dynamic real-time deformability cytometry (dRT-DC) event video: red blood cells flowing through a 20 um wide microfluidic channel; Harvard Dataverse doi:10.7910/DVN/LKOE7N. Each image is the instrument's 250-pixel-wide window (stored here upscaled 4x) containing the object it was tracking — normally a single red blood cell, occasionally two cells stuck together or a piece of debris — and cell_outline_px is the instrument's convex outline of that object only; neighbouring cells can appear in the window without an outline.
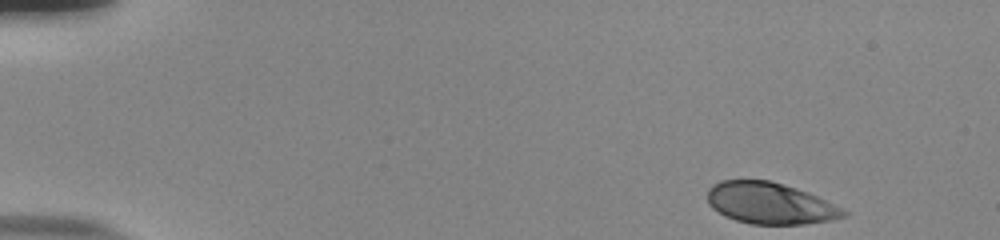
{"species": "human", "species_latin": "Homo sapiens", "temperature_condition": "room temperature", "stored_images_in_passage": 50, "camera_frame_rate_fps": 3000, "um_per_image_px": 0.085, "donor": {"sex": "male"}, "frame": {"image": 1, "passage_image": 1, "time_ms": 0.0, "image_size_px": [1000, 240], "cell_outline_px": [[848, 212], [844, 216], [832, 220], [804, 224], [752, 224], [736, 220], [724, 216], [712, 208], [708, 204], [708, 188], [712, 184], [720, 180], [768, 180], [796, 188], [808, 192]], "centroid_in_image_um": [65.39, 17.27], "position_along_channel_um": 19.6, "area_um2": 32.66}}
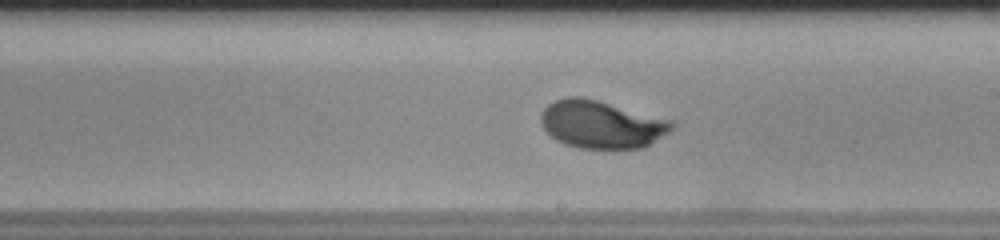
{"frame": {"image": 2, "passage_image": 28, "time_ms": 9.0, "image_size_px": [1000, 240], "cell_outline_px": [[676, 124], [668, 132], [644, 148], [580, 148], [564, 144], [556, 140], [540, 124], [540, 112], [548, 104], [564, 96], [580, 96], [676, 120]], "centroid_in_image_um": [51.13, 10.56], "position_along_channel_um": 237.9, "area_um2": 36.65}}
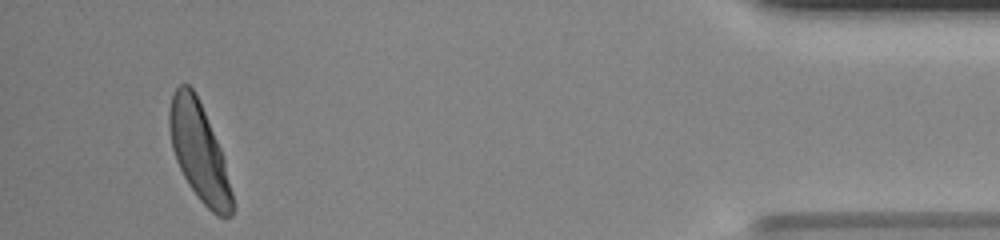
{"frame": {"image": 3, "passage_image": 47, "time_ms": 15.333, "image_size_px": [1000, 240], "cell_outline_px": [[232, 216], [216, 216], [200, 200], [188, 184], [176, 160], [172, 148], [168, 124], [168, 112], [172, 96], [176, 88], [180, 84], [188, 84], [192, 88], [204, 112], [224, 156], [232, 192]], "centroid_in_image_um": [16.91, 12.91], "position_along_channel_um": 418.3, "area_um2": 35.37}, "authors_computed_cell_mechanics": {"area_um2": 34.969, "velocity_mm_per_s": 3.7974, "shape_relaxation_time_tau1_ms": 3.2623, "shape_relaxation_time_tau2_ms": null, "deformation_change_tau1": 0.161, "deformation_change_tau2": null}}